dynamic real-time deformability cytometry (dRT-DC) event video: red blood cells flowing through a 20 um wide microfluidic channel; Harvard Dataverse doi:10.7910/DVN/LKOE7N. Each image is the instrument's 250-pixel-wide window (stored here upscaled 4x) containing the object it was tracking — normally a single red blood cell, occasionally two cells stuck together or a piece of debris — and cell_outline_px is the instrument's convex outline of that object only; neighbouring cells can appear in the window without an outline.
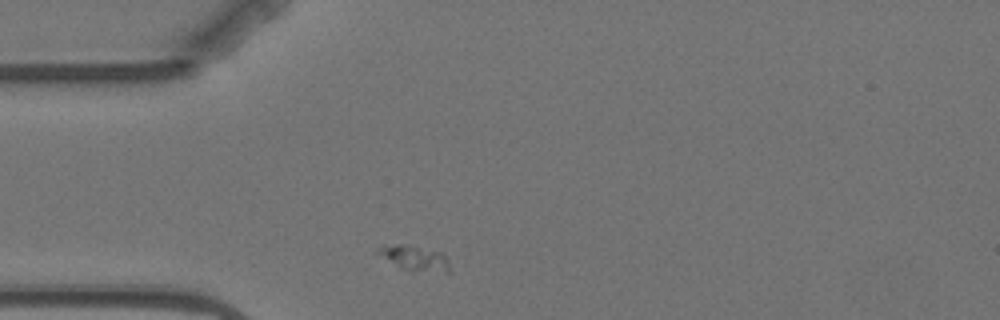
{"species": "Egyptian fruit bat (a non-hibernating species)", "species_latin": "Rousettus aegyptiacus", "temperature_condition": "warm", "stored_images_in_passage": 1, "camera_frame_rate_fps": 3000, "um_per_image_px": 0.085, "animal": {"sex": "female"}, "frame": {"image": 1, "passage_image": 1, "time_ms": 0.0, "image_size_px": [1000, 320], "cell_outline_px": [[452, 272], [412, 272], [400, 268], [376, 252], [376, 248], [380, 244], [400, 244], [444, 252]], "centroid_in_image_um": [35.25, 21.95], "position_along_channel_um": 49.7, "area_um2": 10.75}}